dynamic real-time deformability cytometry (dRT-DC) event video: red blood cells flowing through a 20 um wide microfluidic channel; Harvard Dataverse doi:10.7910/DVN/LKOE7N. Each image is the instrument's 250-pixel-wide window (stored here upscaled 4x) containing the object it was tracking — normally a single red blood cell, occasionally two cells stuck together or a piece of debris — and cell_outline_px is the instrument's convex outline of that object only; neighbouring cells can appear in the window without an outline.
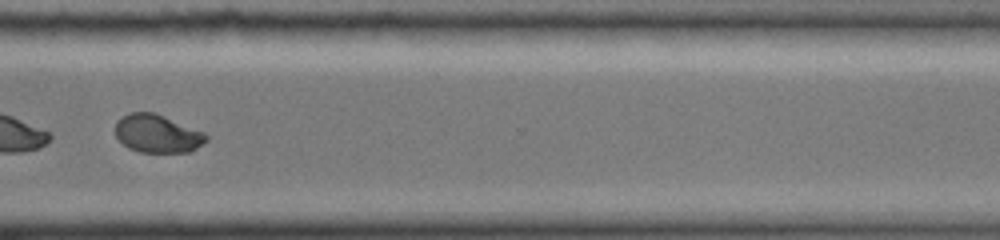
{"species": "common noctule bat (a hibernating species)", "species_latin": "Nyctalus noctula", "temperature_condition": "cold", "stored_images_in_passage": 47, "segment_of_instrument_passage": [2, 2], "camera_frame_rate_fps": 3000, "um_per_image_px": 0.085, "animal": {"sex": "female", "body_mass_g": 19.0, "forearm_length_mm": 51.5}, "frame": {"image": 1, "passage_image": 37, "time_ms": 12.0, "image_size_px": [1000, 240], "cell_outline_px": [[208, 140], [192, 152], [140, 152], [128, 148], [116, 136], [116, 120], [132, 112], [152, 112], [164, 116], [204, 132], [208, 136]], "centroid_in_image_um": [13.4, 11.37], "position_along_channel_um": 357.2, "area_um2": 20.11}}